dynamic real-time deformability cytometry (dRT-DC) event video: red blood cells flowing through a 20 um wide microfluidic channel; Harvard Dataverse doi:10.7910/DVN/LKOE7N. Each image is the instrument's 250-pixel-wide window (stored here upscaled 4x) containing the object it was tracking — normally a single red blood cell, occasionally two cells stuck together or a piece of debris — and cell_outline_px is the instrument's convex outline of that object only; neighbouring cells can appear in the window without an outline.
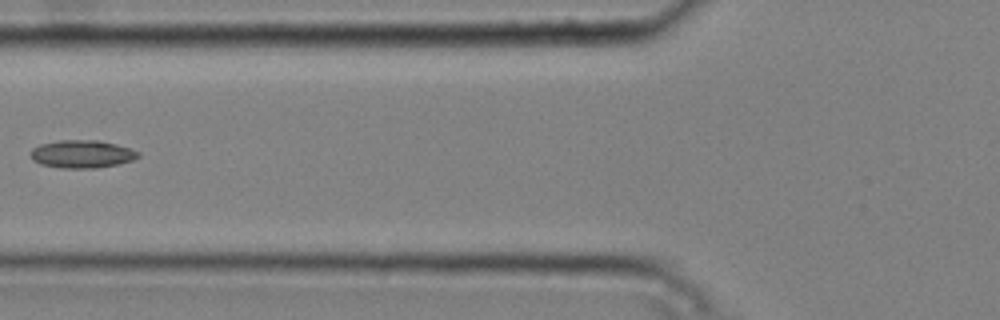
{"species": "common noctule bat (a hibernating species)", "species_latin": "Nyctalus noctula", "temperature_condition": "cold", "stored_images_in_passage": 7, "camera_frame_rate_fps": 3000, "um_per_image_px": 0.085, "animal": {"sex": "male", "body_mass_g": 20.4}, "frame": {"image": 1, "passage_image": 6, "time_ms": 1.667, "image_size_px": [1000, 320], "cell_outline_px": [[140, 156], [132, 160], [116, 164], [96, 168], [60, 168], [40, 164], [32, 160], [28, 152], [32, 148], [40, 144], [60, 140], [96, 140], [116, 144], [140, 152]], "centroid_in_image_um": [6.91, 13.09], "position_along_channel_um": 118.9, "area_um2": 17.51}}
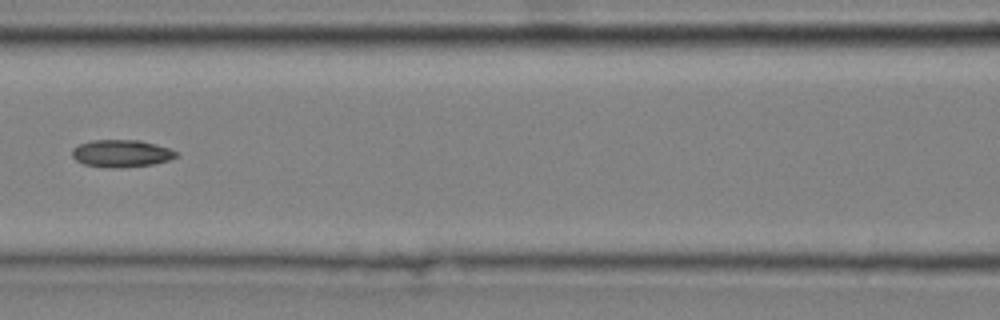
{"frame": {"image": 2, "passage_image": 7, "time_ms": 2.0, "image_size_px": [1000, 320], "cell_outline_px": [[180, 156], [168, 160], [152, 164], [120, 168], [108, 168], [84, 164], [76, 160], [72, 156], [72, 148], [80, 144], [92, 140], [140, 140], [156, 144], [168, 148], [176, 152]], "centroid_in_image_um": [10.31, 13.04], "position_along_channel_um": 156.3, "area_um2": 16.59}}